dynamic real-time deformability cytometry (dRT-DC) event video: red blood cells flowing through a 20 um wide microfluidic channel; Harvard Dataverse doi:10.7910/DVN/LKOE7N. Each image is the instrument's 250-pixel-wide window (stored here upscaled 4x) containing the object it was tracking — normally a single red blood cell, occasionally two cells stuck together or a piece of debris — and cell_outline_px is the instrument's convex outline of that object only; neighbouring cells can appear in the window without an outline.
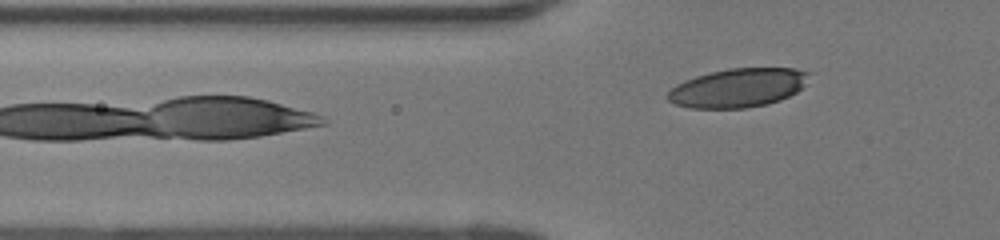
{"species": "human", "species_latin": "Homo sapiens", "temperature_condition": "room temperature", "stored_images_in_passage": 7, "camera_frame_rate_fps": 3000, "um_per_image_px": 0.085, "donor": {"sex": "female"}, "frame": {"image": 1, "passage_image": 7, "time_ms": 2.0, "image_size_px": [1000, 240], "cell_outline_px": [[812, 72], [804, 84], [796, 92], [780, 100], [768, 104], [744, 108], [688, 108], [676, 104], [668, 100], [664, 96], [676, 84], [684, 80], [696, 76], [728, 68], [796, 68]], "centroid_in_image_um": [62.72, 7.46], "position_along_channel_um": 63.1, "area_um2": 32.08}}